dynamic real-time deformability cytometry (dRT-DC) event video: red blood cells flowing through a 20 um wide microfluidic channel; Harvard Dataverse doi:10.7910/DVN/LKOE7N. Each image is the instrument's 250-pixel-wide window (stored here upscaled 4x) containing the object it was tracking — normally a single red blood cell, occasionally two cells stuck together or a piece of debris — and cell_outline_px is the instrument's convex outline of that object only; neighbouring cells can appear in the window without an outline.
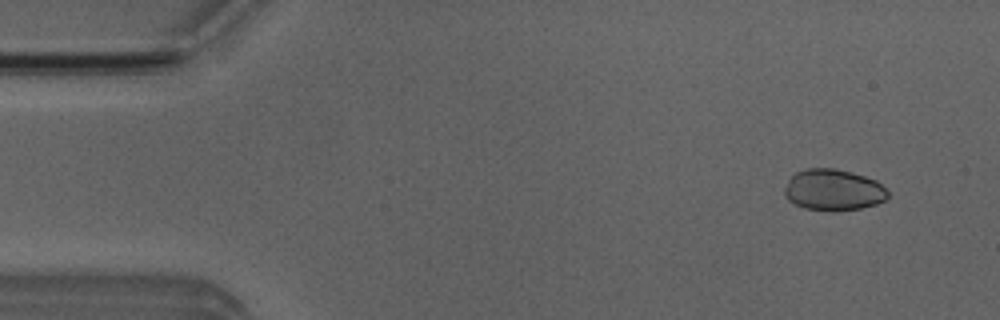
{"species": "Egyptian fruit bat (a non-hibernating species)", "species_latin": "Rousettus aegyptiacus", "temperature_condition": "room temperature", "stored_images_in_passage": 49, "camera_frame_rate_fps": 3000, "um_per_image_px": 0.085, "animal": {"sex": "male"}, "frame": {"image": 1, "passage_image": 4, "time_ms": 1.0, "image_size_px": [1000, 320], "cell_outline_px": [[888, 196], [884, 200], [876, 204], [860, 208], [832, 212], [804, 208], [788, 200], [784, 192], [784, 188], [788, 180], [796, 172], [808, 168], [832, 168], [852, 172], [876, 180], [888, 192]], "centroid_in_image_um": [70.82, 16.15], "position_along_channel_um": 14.2, "area_um2": 24.85}}
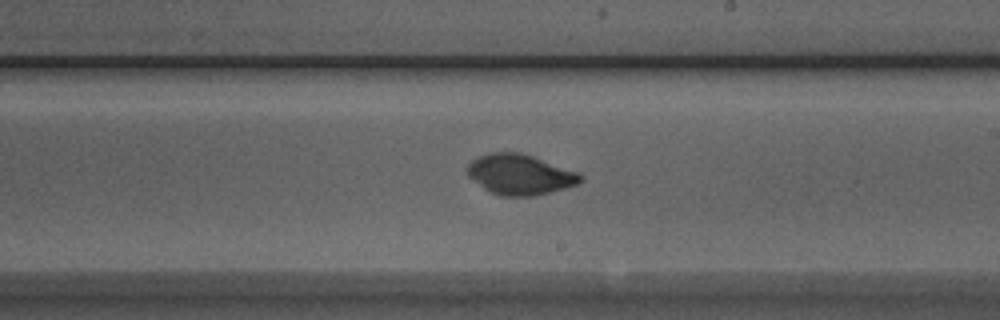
{"frame": {"image": 2, "passage_image": 29, "time_ms": 9.333, "image_size_px": [1000, 320], "cell_outline_px": [[584, 180], [576, 184], [564, 188], [536, 196], [500, 196], [484, 188], [468, 176], [468, 164], [476, 156], [488, 152], [520, 152], [580, 172], [584, 176]], "centroid_in_image_um": [44.21, 14.82], "position_along_channel_um": 244.8, "area_um2": 26.7}}
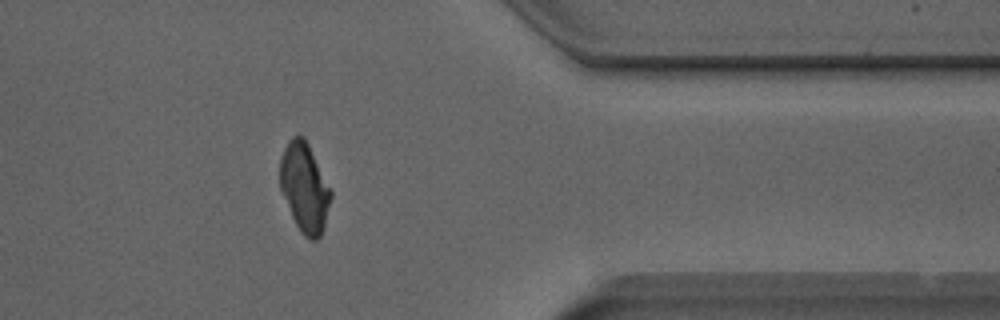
{"frame": {"image": 3, "passage_image": 41, "time_ms": 13.333, "image_size_px": [1000, 320], "cell_outline_px": [[332, 196], [324, 228], [320, 236], [316, 240], [308, 240], [304, 236], [296, 224], [292, 216], [280, 188], [280, 156], [288, 140], [292, 136], [304, 136], [332, 192]], "centroid_in_image_um": [25.88, 15.95], "position_along_channel_um": 385.5, "area_um2": 26.24}, "authors_computed_cell_mechanics": {"area_um2": 26.299, "velocity_mm_per_s": 3.9989, "shape_relaxation_time_tau1_ms": 3.8556, "shape_relaxation_time_tau2_ms": null, "deformation_change_tau1": 0.0505, "deformation_change_tau2": null}}